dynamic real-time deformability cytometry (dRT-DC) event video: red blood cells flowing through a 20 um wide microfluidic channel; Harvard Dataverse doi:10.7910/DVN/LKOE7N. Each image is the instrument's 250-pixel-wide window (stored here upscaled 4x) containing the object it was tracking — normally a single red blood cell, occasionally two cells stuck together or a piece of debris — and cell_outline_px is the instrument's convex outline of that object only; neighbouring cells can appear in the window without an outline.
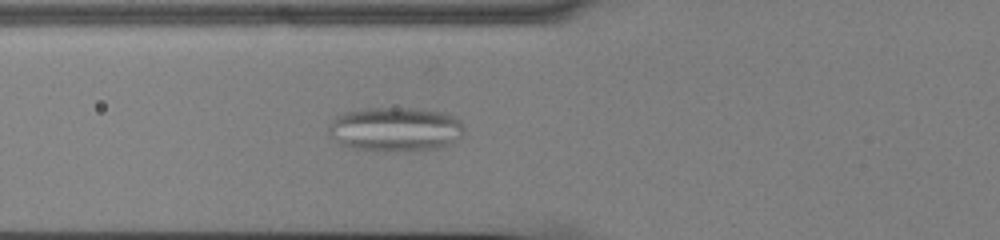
{"species": "common noctule bat (a hibernating species)", "species_latin": "Nyctalus noctula", "temperature_condition": "cold", "stored_images_in_passage": 44, "camera_frame_rate_fps": 3000, "um_per_image_px": 0.085, "animal": {"sex": "male", "body_mass_g": 13.0, "forearm_length_mm": 53.1}, "frame": {"image": 1, "passage_image": 10, "time_ms": 3.0, "image_size_px": [1000, 240], "cell_outline_px": [[464, 132], [460, 140], [440, 148], [356, 148], [340, 144], [328, 136], [328, 124], [336, 116], [344, 112], [364, 108], [420, 108], [444, 112], [456, 116], [460, 120], [464, 128]], "centroid_in_image_um": [33.63, 10.92], "position_along_channel_um": 92.2, "area_um2": 34.51}}
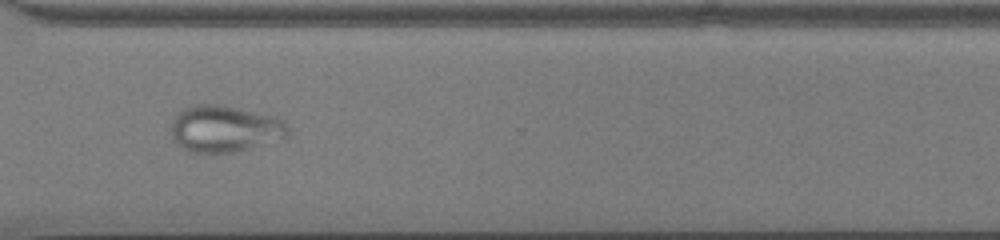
{"frame": {"image": 2, "passage_image": 31, "time_ms": 10.0, "image_size_px": [1000, 240], "cell_outline_px": [[288, 136], [284, 140], [232, 152], [192, 152], [176, 144], [172, 140], [172, 120], [176, 112], [184, 108], [196, 104], [224, 104], [276, 116], [284, 120], [288, 124]], "centroid_in_image_um": [19.14, 10.92], "position_along_channel_um": 351.5, "area_um2": 32.37}}
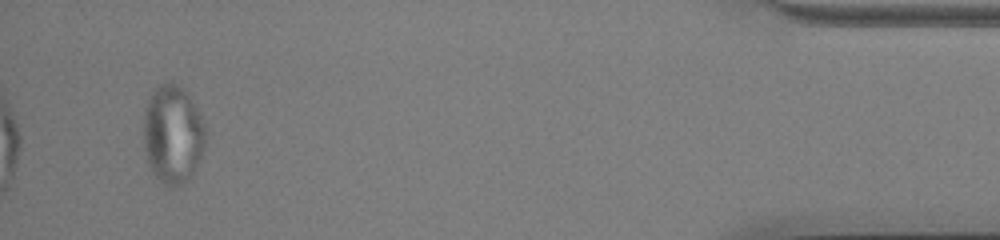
{"frame": {"image": 3, "passage_image": 42, "time_ms": 13.667, "image_size_px": [1000, 240], "cell_outline_px": [[204, 148], [188, 180], [172, 188], [164, 184], [152, 172], [148, 164], [144, 148], [144, 112], [148, 100], [152, 92], [160, 84], [172, 80], [188, 92], [200, 112], [204, 124]], "centroid_in_image_um": [14.67, 11.38], "position_along_channel_um": 420.5, "area_um2": 35.55}}